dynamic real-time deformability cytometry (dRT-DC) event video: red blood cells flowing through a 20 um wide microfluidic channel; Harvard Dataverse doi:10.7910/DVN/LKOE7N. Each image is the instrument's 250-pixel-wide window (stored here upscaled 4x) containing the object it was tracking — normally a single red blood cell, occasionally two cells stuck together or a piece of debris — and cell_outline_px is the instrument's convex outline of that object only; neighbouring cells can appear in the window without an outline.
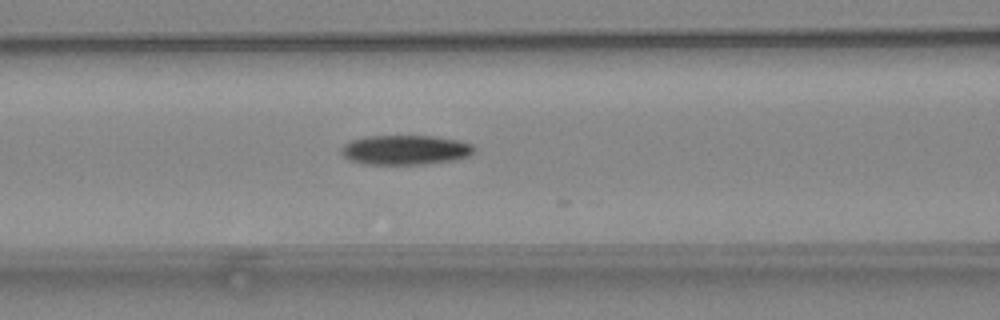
{"species": "common noctule bat (a hibernating species)", "species_latin": "Nyctalus noctula", "temperature_condition": "warm", "stored_images_in_passage": 20, "camera_frame_rate_fps": 3000, "um_per_image_px": 0.085, "animal": {"sex": "female", "body_mass_g": 24.6, "forearm_length_mm": 56.2}, "frame": {"image": 1, "passage_image": 16, "time_ms": 5.0, "image_size_px": [1000, 320], "cell_outline_px": [[476, 148], [468, 156], [456, 160], [424, 164], [364, 164], [348, 160], [340, 152], [340, 148], [344, 144], [352, 140], [368, 136], [432, 136], [456, 140], [472, 144]], "centroid_in_image_um": [34.43, 12.75], "position_along_channel_um": 132.2, "area_um2": 22.95}}
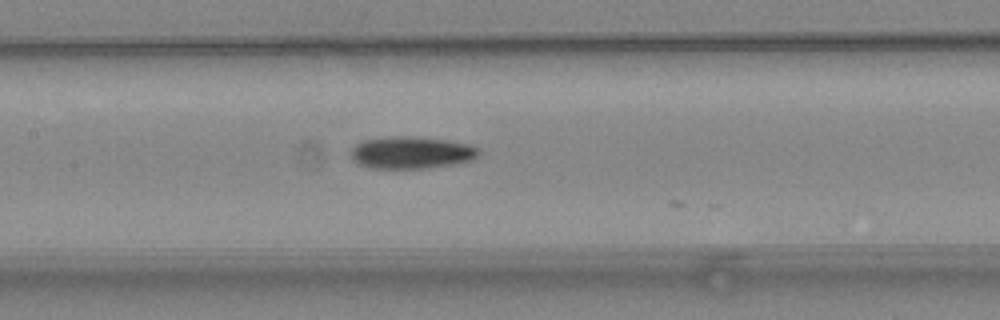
{"frame": {"image": 2, "passage_image": 19, "time_ms": 6.0, "image_size_px": [1000, 320], "cell_outline_px": [[480, 152], [472, 160], [452, 164], [428, 168], [368, 168], [356, 164], [352, 160], [352, 148], [356, 144], [364, 140], [392, 136], [404, 136], [444, 140], [468, 144], [476, 148]], "centroid_in_image_um": [34.91, 12.98], "position_along_channel_um": 172.5, "area_um2": 23.7}}